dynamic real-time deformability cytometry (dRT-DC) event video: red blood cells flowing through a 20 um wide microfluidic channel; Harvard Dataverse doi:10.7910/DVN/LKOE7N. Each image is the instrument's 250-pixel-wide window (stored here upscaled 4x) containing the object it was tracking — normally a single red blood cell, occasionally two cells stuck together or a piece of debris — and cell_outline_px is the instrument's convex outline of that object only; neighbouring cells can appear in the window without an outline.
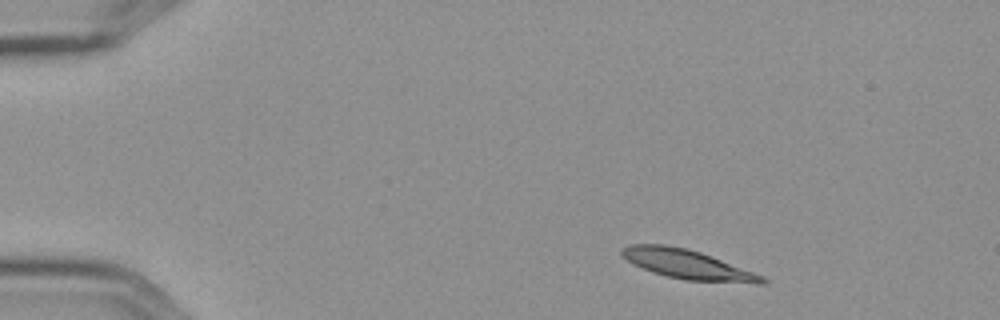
{"species": "Egyptian fruit bat (a non-hibernating species)", "species_latin": "Rousettus aegyptiacus", "temperature_condition": "cold", "stored_images_in_passage": 4, "camera_frame_rate_fps": 3000, "um_per_image_px": 0.085, "frame": {"image": 1, "passage_image": 1, "time_ms": 0.0, "image_size_px": [1000, 320], "cell_outline_px": [[768, 284], [756, 284], [684, 280], [652, 272], [632, 264], [620, 252], [620, 248], [628, 244], [664, 244], [688, 248], [700, 252], [764, 276], [768, 280]], "centroid_in_image_um": [58.45, 22.48], "position_along_channel_um": 26.6, "area_um2": 24.1}}
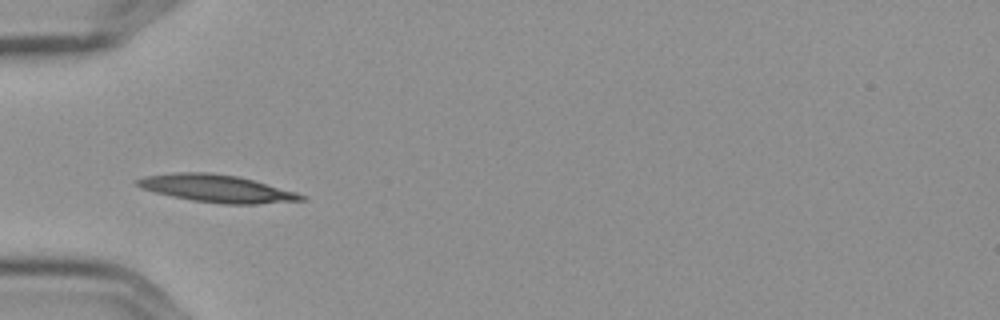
{"frame": {"image": 2, "passage_image": 3, "time_ms": 0.667, "image_size_px": [1000, 320], "cell_outline_px": [[308, 196], [304, 200], [256, 204], [220, 204], [192, 200], [172, 196], [140, 188], [136, 184], [136, 180], [144, 176], [176, 172], [208, 172], [236, 176], [252, 180], [296, 192]], "centroid_in_image_um": [18.41, 16.02], "position_along_channel_um": 66.6, "area_um2": 26.07}}
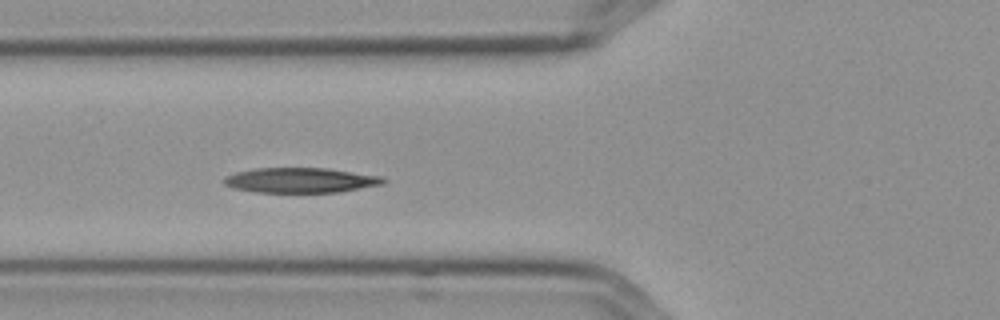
{"frame": {"image": 3, "passage_image": 4, "time_ms": 1.0, "image_size_px": [1000, 320], "cell_outline_px": [[388, 180], [384, 184], [340, 192], [252, 192], [232, 188], [224, 184], [224, 176], [236, 172], [256, 168], [328, 168], [384, 176]], "centroid_in_image_um": [25.58, 15.32], "position_along_channel_um": 100.2, "area_um2": 23.52}}